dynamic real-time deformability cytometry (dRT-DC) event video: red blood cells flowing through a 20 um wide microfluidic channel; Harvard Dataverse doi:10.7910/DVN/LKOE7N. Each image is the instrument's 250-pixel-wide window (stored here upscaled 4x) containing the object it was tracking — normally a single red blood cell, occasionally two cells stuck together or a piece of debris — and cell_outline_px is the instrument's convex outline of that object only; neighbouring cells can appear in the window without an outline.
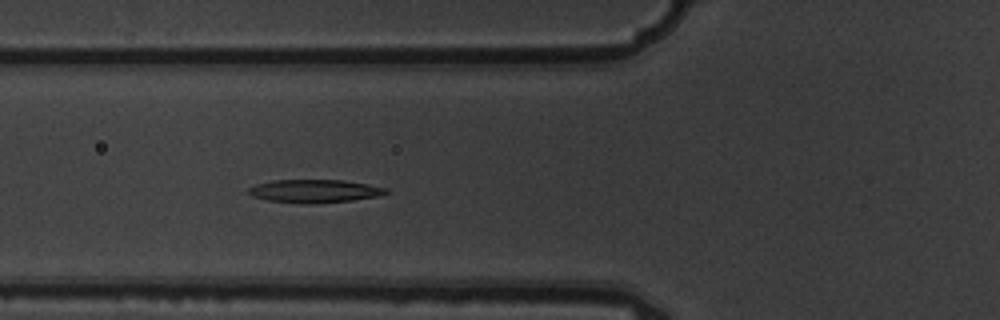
{"species": "common noctule bat (a hibernating species)", "species_latin": "Nyctalus noctula", "temperature_condition": "warm", "stored_images_in_passage": 6, "camera_frame_rate_fps": 3000, "um_per_image_px": 0.085, "animal": {"sex": "male", "body_mass_g": 19.5, "forearm_length_mm": 54.6}, "frame": {"image": 1, "passage_image": 6, "time_ms": 1.667, "image_size_px": [1000, 320], "cell_outline_px": [[388, 192], [376, 196], [352, 200], [312, 204], [300, 204], [268, 200], [252, 196], [248, 192], [248, 188], [256, 184], [272, 180], [344, 180], [368, 184], [388, 188]], "centroid_in_image_um": [26.71, 16.24], "position_along_channel_um": 99.1, "area_um2": 18.55}}